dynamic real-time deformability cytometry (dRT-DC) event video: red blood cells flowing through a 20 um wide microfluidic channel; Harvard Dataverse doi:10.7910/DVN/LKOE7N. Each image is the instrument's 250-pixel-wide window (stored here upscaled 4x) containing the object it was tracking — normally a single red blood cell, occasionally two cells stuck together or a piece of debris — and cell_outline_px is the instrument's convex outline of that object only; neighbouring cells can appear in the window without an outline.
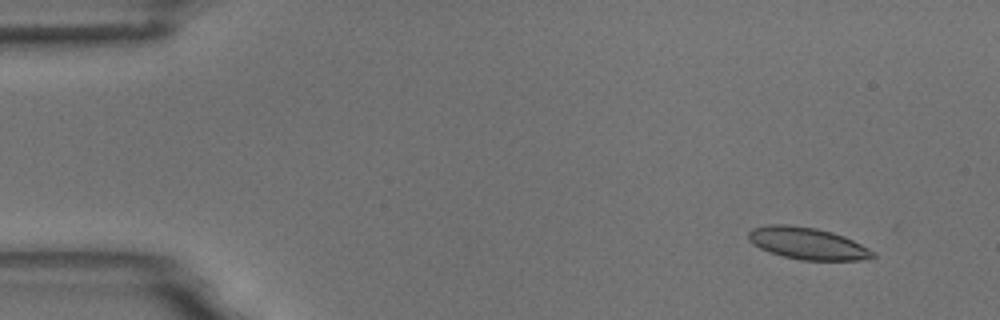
{"species": "common noctule bat (a hibernating species)", "species_latin": "Nyctalus noctula", "temperature_condition": "room temperature", "stored_images_in_passage": 5, "camera_frame_rate_fps": 3000, "um_per_image_px": 0.085, "animal": {"sex": "male", "body_mass_g": 18.8}, "frame": {"image": 1, "passage_image": 2, "time_ms": 1.0, "image_size_px": [1000, 320], "cell_outline_px": [[876, 256], [860, 260], [800, 260], [768, 252], [752, 244], [748, 240], [748, 232], [752, 228], [768, 224], [788, 224], [816, 228], [832, 232], [844, 236], [876, 252]], "centroid_in_image_um": [68.6, 20.68], "position_along_channel_um": 16.4, "area_um2": 23.24}}